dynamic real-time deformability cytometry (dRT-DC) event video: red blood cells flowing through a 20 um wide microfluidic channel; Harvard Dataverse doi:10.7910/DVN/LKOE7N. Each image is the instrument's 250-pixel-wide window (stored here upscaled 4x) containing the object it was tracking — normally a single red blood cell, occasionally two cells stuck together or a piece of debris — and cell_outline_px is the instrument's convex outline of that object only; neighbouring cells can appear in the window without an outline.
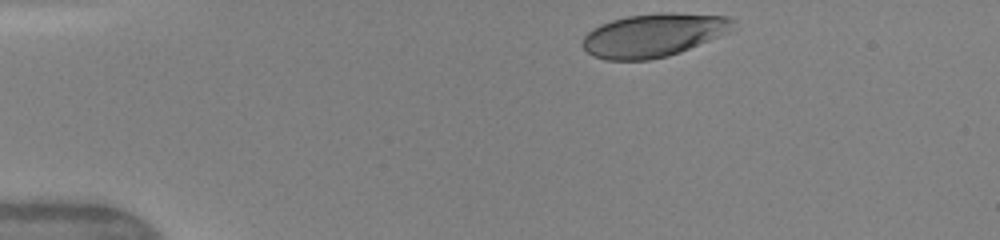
{"species": "human", "species_latin": "Homo sapiens", "temperature_condition": "warm", "stored_images_in_passage": 35, "camera_frame_rate_fps": 3000, "um_per_image_px": 0.085, "donor": {"sex": "female"}, "frame": {"image": 1, "passage_image": 1, "time_ms": 0.0, "image_size_px": [1000, 240], "cell_outline_px": [[736, 28], [728, 32], [680, 52], [668, 56], [648, 60], [604, 60], [592, 56], [584, 48], [584, 36], [592, 28], [600, 24], [612, 20], [628, 16], [660, 12], [672, 12], [728, 16], [732, 20]], "centroid_in_image_um": [55.55, 2.98], "position_along_channel_um": 29.5, "area_um2": 37.97}}
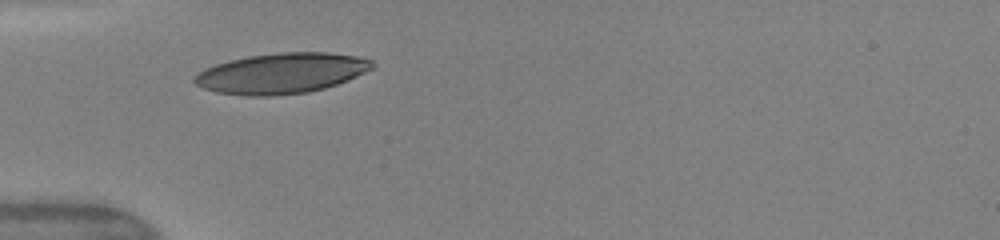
{"frame": {"image": 2, "passage_image": 8, "time_ms": 2.333, "image_size_px": [1000, 240], "cell_outline_px": [[376, 68], [348, 80], [324, 88], [308, 92], [272, 96], [248, 96], [216, 92], [204, 88], [196, 84], [192, 80], [204, 68], [216, 64], [248, 56], [280, 52], [328, 52], [356, 56], [372, 60], [376, 64]], "centroid_in_image_um": [23.97, 6.22], "position_along_channel_um": 61.0, "area_um2": 41.96}}
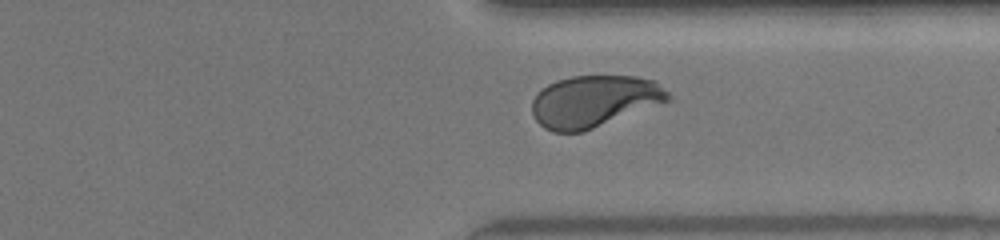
{"frame": {"image": 3, "passage_image": 30, "time_ms": 9.667, "image_size_px": [1000, 240], "cell_outline_px": [[672, 100], [584, 132], [552, 132], [544, 128], [536, 120], [532, 112], [532, 100], [548, 84], [556, 80], [572, 76], [636, 76], [656, 80], [672, 96]], "centroid_in_image_um": [50.54, 8.61], "position_along_channel_um": 360.9, "area_um2": 41.33}, "authors_computed_cell_mechanics": {"area_um2": 41.3848, "velocity_mm_per_s": 4.1471, "shape_relaxation_time_tau1_ms": 3.821, "shape_relaxation_time_tau2_ms": null, "deformation_change_tau1": 0.199, "deformation_change_tau2": null}}